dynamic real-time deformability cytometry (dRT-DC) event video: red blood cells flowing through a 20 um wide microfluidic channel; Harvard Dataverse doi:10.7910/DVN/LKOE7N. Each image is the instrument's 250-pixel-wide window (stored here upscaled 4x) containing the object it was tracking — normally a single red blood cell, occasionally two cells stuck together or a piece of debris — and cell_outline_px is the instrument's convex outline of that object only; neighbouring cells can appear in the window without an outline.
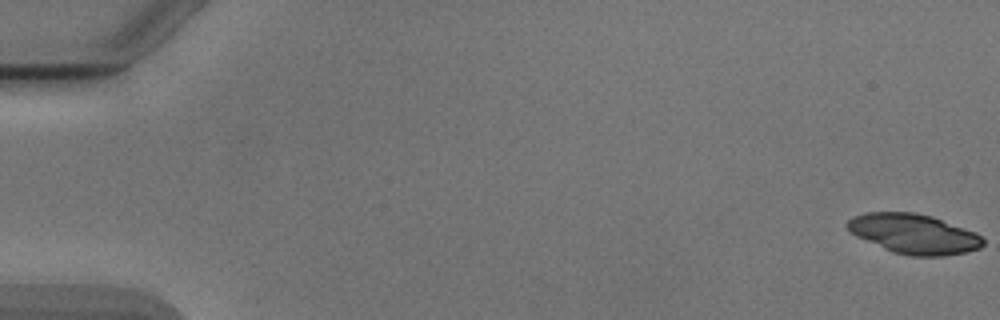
{"species": "Egyptian fruit bat (a non-hibernating species)", "species_latin": "Rousettus aegyptiacus", "temperature_condition": "cold", "stored_images_in_passage": 5, "camera_frame_rate_fps": 3000, "um_per_image_px": 0.085, "animal": {"sex": "male"}, "frame": {"image": 1, "passage_image": 1, "time_ms": 0.0, "image_size_px": [1000, 320], "cell_outline_px": [[984, 244], [980, 248], [968, 252], [944, 256], [912, 256], [892, 252], [856, 236], [844, 224], [852, 216], [868, 212], [916, 212], [932, 216], [976, 232], [984, 240]], "centroid_in_image_um": [77.68, 19.87], "position_along_channel_um": 7.3, "area_um2": 31.56}}